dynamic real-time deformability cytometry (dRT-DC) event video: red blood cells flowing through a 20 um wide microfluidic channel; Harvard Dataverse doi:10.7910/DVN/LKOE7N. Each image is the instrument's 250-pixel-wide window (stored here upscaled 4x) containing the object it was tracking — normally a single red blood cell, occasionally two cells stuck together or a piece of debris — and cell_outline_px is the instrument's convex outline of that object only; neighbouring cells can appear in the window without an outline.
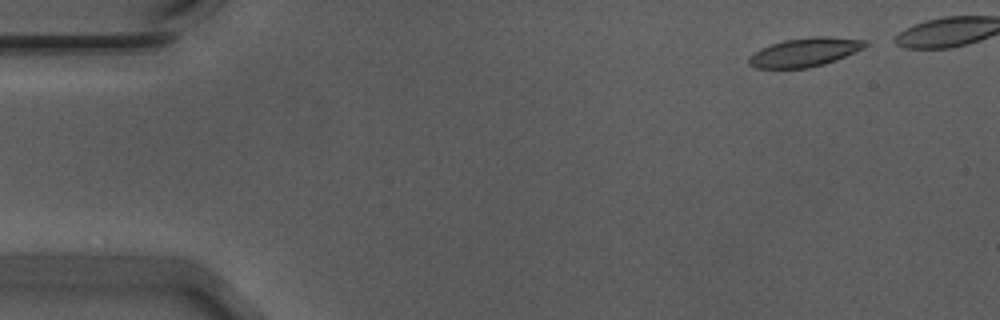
{"species": "Egyptian fruit bat (a non-hibernating species)", "species_latin": "Rousettus aegyptiacus", "temperature_condition": "warm", "stored_images_in_passage": 8, "camera_frame_rate_fps": 3000, "um_per_image_px": 0.085, "animal": {"sex": "male"}, "frame": {"image": 1, "passage_image": 1, "time_ms": 0.0, "image_size_px": [1000, 320], "cell_outline_px": [[868, 44], [864, 48], [836, 60], [824, 64], [808, 68], [756, 68], [748, 64], [748, 56], [772, 44], [784, 40], [816, 36], [828, 36], [868, 40]], "centroid_in_image_um": [68.45, 4.44], "position_along_channel_um": 16.6, "area_um2": 19.42}}